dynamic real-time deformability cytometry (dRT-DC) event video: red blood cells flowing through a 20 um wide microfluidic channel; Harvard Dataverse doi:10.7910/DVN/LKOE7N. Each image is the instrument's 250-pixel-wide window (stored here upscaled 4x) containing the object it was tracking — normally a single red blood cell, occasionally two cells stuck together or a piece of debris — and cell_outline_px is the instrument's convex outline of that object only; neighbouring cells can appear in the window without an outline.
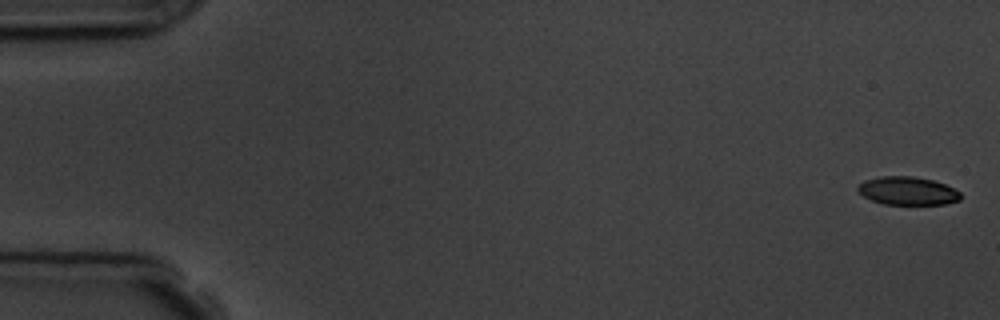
{"species": "common noctule bat (a hibernating species)", "species_latin": "Nyctalus noctula", "temperature_condition": "room temperature", "stored_images_in_passage": 7, "camera_frame_rate_fps": 3000, "um_per_image_px": 0.085, "animal": {"sex": "male", "body_mass_g": 19.5, "forearm_length_mm": 54.6}, "frame": {"image": 1, "passage_image": 1, "time_ms": 0.0, "image_size_px": [1000, 320], "cell_outline_px": [[960, 200], [948, 204], [884, 204], [872, 200], [864, 196], [856, 188], [864, 180], [880, 176], [912, 176], [932, 180], [944, 184], [960, 192]], "centroid_in_image_um": [77.14, 16.22], "position_along_channel_um": 7.9, "area_um2": 16.76}}
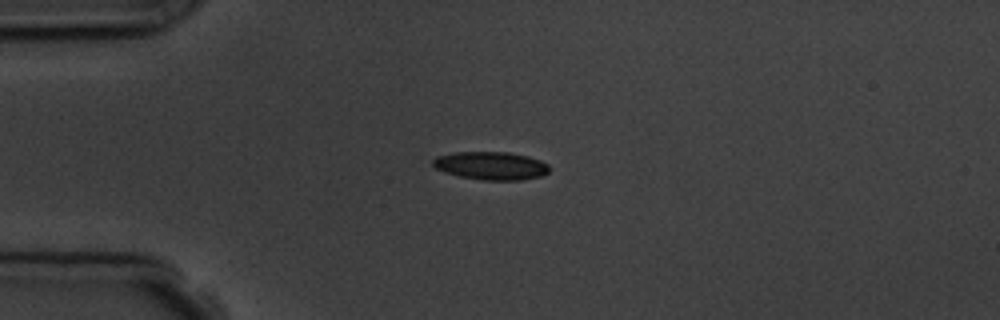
{"frame": {"image": 2, "passage_image": 5, "time_ms": 4.333, "image_size_px": [1000, 320], "cell_outline_px": [[548, 172], [540, 176], [520, 180], [484, 180], [460, 176], [444, 172], [436, 168], [432, 164], [432, 160], [436, 156], [456, 152], [508, 152], [528, 156], [540, 160], [548, 164]], "centroid_in_image_um": [41.72, 14.08], "position_along_channel_um": 43.3, "area_um2": 18.96}}